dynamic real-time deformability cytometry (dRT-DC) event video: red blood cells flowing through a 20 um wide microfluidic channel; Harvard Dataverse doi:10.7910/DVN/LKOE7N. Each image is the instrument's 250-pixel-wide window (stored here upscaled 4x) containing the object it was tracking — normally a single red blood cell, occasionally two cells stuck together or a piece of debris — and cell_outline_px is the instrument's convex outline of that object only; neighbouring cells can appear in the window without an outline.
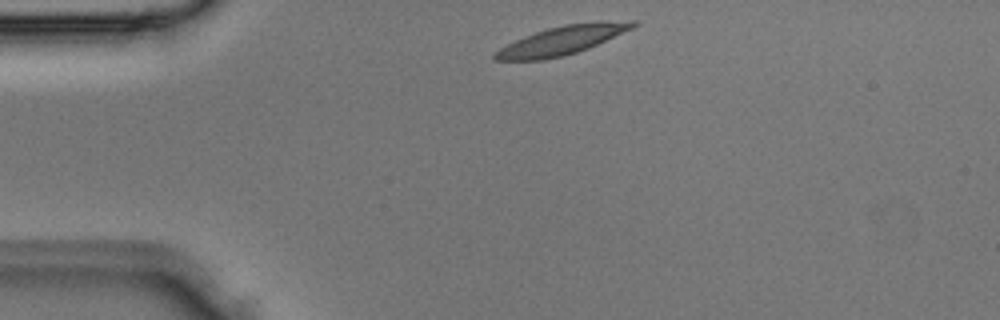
{"species": "Egyptian fruit bat (a non-hibernating species)", "species_latin": "Rousettus aegyptiacus", "temperature_condition": "room temperature", "stored_images_in_passage": 3, "camera_frame_rate_fps": 3000, "um_per_image_px": 0.085, "animal": {"sex": "male"}, "frame": {"image": 1, "passage_image": 1, "time_ms": 0.0, "image_size_px": [1000, 320], "cell_outline_px": [[640, 24], [632, 28], [588, 48], [564, 56], [544, 60], [492, 60], [492, 56], [500, 48], [524, 36], [548, 28], [564, 24], [632, 20], [636, 20]], "centroid_in_image_um": [47.75, 3.44], "position_along_channel_um": 37.2, "area_um2": 22.66}}
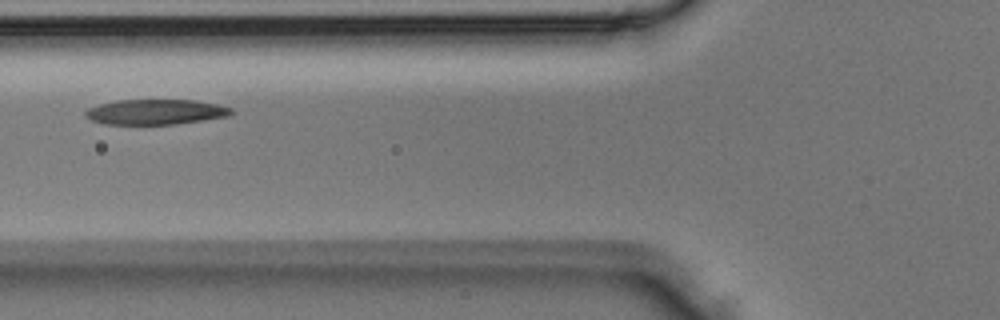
{"frame": {"image": 2, "passage_image": 3, "time_ms": 0.667, "image_size_px": [1000, 320], "cell_outline_px": [[236, 112], [228, 116], [176, 124], [104, 124], [92, 120], [84, 116], [84, 112], [88, 108], [100, 104], [116, 100], [196, 100], [216, 104], [232, 108]], "centroid_in_image_um": [13.23, 9.51], "position_along_channel_um": 112.6, "area_um2": 21.44}}